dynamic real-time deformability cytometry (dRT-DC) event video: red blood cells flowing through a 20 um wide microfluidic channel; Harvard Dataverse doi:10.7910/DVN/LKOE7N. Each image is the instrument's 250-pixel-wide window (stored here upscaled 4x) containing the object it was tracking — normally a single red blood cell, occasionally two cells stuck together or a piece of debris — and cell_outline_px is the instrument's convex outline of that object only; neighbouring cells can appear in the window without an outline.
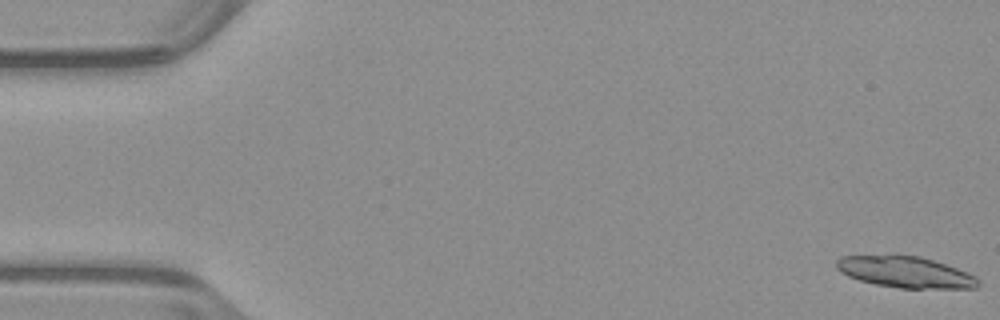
{"species": "common noctule bat (a hibernating species)", "species_latin": "Nyctalus noctula", "temperature_condition": "warm", "stored_images_in_passage": 53, "segment_of_instrument_passage": [1, 2], "camera_frame_rate_fps": 3000, "um_per_image_px": 0.085, "animal": {"sex": "male", "body_mass_g": 23.1, "forearm_length_mm": 52.7}, "frame": {"image": 1, "passage_image": 1, "time_ms": 0.0, "image_size_px": [1000, 320], "cell_outline_px": [[980, 284], [976, 288], [900, 288], [876, 284], [860, 280], [848, 276], [840, 272], [836, 268], [836, 260], [840, 256], [920, 256], [956, 268], [976, 276], [980, 280]], "centroid_in_image_um": [76.96, 23.14], "position_along_channel_um": 8.0, "area_um2": 25.43}}
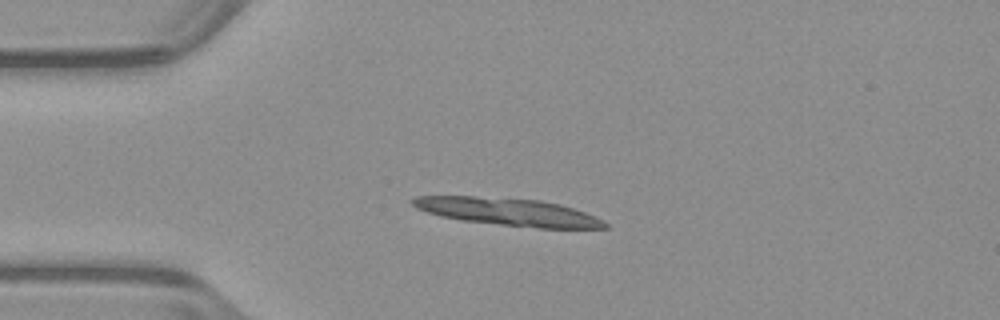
{"frame": {"image": 2, "passage_image": 13, "time_ms": 4.0, "image_size_px": [1000, 320], "cell_outline_px": [[608, 228], [540, 228], [460, 220], [440, 216], [416, 208], [408, 200], [416, 196], [476, 196], [540, 200], [560, 204], [584, 212], [604, 220], [608, 224]], "centroid_in_image_um": [43.17, 18.0], "position_along_channel_um": 41.8, "area_um2": 30.69}}